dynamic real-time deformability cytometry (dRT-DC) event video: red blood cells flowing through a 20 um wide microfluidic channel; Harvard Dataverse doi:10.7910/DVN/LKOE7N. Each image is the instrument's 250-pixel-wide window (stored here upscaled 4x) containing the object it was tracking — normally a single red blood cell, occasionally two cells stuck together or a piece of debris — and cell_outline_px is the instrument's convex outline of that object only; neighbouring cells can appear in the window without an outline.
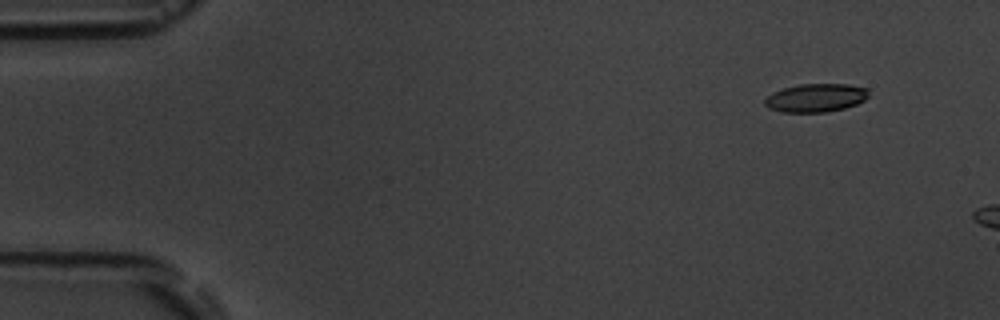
{"species": "common noctule bat (a hibernating species)", "species_latin": "Nyctalus noctula", "temperature_condition": "room temperature", "stored_images_in_passage": 3, "camera_frame_rate_fps": 3000, "um_per_image_px": 0.085, "animal": {"sex": "male", "body_mass_g": 19.5, "forearm_length_mm": 54.6}, "frame": {"image": 1, "passage_image": 1, "time_ms": 0.0, "image_size_px": [1000, 320], "cell_outline_px": [[868, 96], [864, 100], [856, 104], [844, 108], [824, 112], [780, 112], [768, 108], [764, 104], [764, 100], [772, 92], [784, 88], [800, 84], [848, 84], [868, 88]], "centroid_in_image_um": [69.33, 8.31], "position_along_channel_um": 15.7, "area_um2": 17.17}}